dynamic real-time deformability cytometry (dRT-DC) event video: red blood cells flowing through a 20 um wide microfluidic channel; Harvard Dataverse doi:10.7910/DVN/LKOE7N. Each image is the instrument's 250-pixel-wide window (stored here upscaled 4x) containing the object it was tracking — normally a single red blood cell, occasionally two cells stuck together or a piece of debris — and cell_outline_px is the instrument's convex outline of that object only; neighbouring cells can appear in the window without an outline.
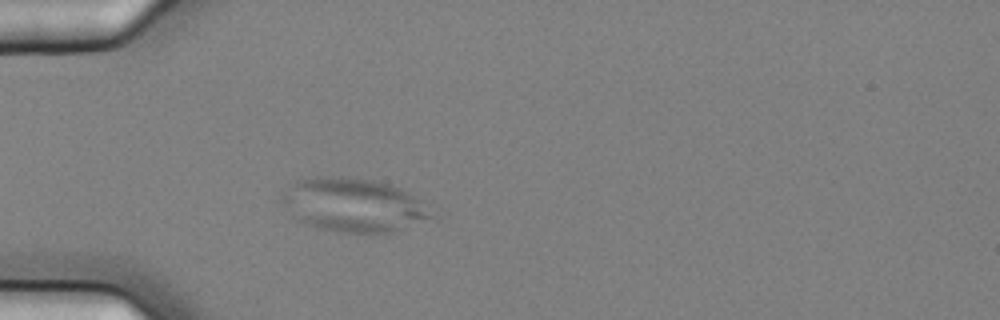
{"species": "common noctule bat (a hibernating species)", "species_latin": "Nyctalus noctula", "temperature_condition": "cold", "stored_images_in_passage": 4, "camera_frame_rate_fps": 3000, "um_per_image_px": 0.085, "animal": {"sex": "female", "body_mass_g": 25.1}, "frame": {"image": 1, "passage_image": 4, "time_ms": 1.0, "image_size_px": [1000, 320], "cell_outline_px": [[436, 216], [392, 232], [340, 232], [316, 228], [304, 224], [296, 220], [280, 200], [280, 196], [296, 180], [316, 176], [332, 176], [372, 180], [388, 184], [400, 188], [412, 196]], "centroid_in_image_um": [29.95, 17.43], "position_along_channel_um": 55.0, "area_um2": 46.18}}